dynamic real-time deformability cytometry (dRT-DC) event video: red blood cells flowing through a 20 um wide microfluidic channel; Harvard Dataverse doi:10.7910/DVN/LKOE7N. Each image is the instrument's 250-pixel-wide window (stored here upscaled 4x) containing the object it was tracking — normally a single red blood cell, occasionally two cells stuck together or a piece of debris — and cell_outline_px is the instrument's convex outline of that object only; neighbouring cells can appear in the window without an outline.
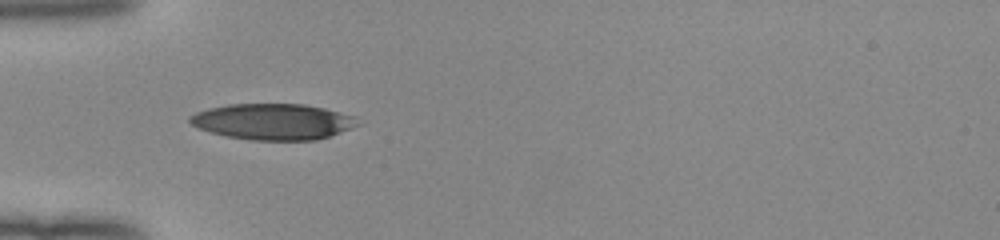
{"species": "human", "species_latin": "Homo sapiens", "temperature_condition": "room temperature", "stored_images_in_passage": 36, "camera_frame_rate_fps": 3000, "um_per_image_px": 0.085, "donor": {"sex": "female"}, "frame": {"image": 1, "passage_image": 1, "time_ms": 0.0, "image_size_px": [1000, 240], "cell_outline_px": [[360, 124], [340, 132], [316, 140], [252, 140], [228, 136], [212, 132], [200, 128], [192, 124], [188, 120], [188, 116], [196, 112], [208, 108], [228, 104], [304, 104], [324, 108], [356, 116]], "centroid_in_image_um": [23.21, 10.33], "position_along_channel_um": 61.8, "area_um2": 35.08}}
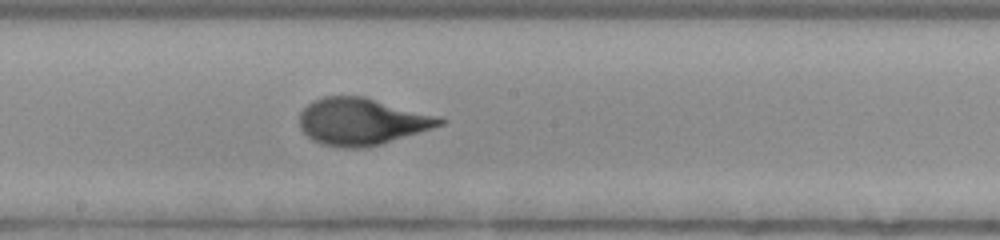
{"frame": {"image": 2, "passage_image": 13, "time_ms": 4.0, "image_size_px": [1000, 240], "cell_outline_px": [[448, 120], [444, 124], [432, 128], [380, 144], [364, 148], [340, 148], [320, 144], [312, 140], [300, 128], [300, 112], [312, 100], [324, 96], [364, 96], [436, 116]], "centroid_in_image_um": [30.71, 10.33], "position_along_channel_um": 217.5, "area_um2": 38.21}}
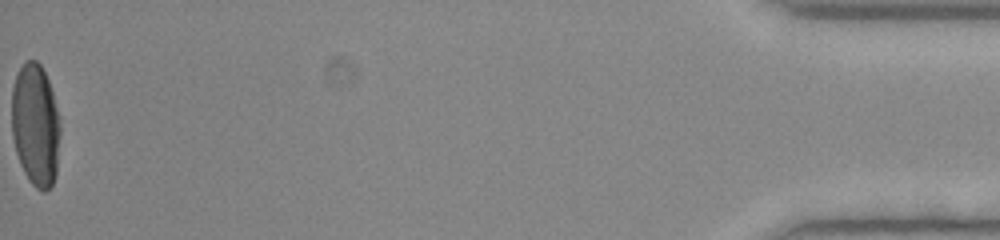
{"frame": {"image": 3, "passage_image": 36, "time_ms": 11.667, "image_size_px": [1000, 240], "cell_outline_px": [[60, 136], [56, 176], [52, 184], [44, 192], [36, 188], [28, 180], [20, 164], [16, 152], [12, 136], [12, 88], [16, 72], [24, 60], [36, 60], [40, 64], [48, 80], [60, 116]], "centroid_in_image_um": [3.02, 10.61], "position_along_channel_um": 432.2, "area_um2": 35.08}, "authors_computed_cell_mechanics": {"area_um2": 36.9053, "velocity_mm_per_s": 3.9934, "shape_relaxation_time_tau1_ms": 2.9849, "shape_relaxation_time_tau2_ms": null, "deformation_change_tau1": 0.1855, "deformation_change_tau2": null}}